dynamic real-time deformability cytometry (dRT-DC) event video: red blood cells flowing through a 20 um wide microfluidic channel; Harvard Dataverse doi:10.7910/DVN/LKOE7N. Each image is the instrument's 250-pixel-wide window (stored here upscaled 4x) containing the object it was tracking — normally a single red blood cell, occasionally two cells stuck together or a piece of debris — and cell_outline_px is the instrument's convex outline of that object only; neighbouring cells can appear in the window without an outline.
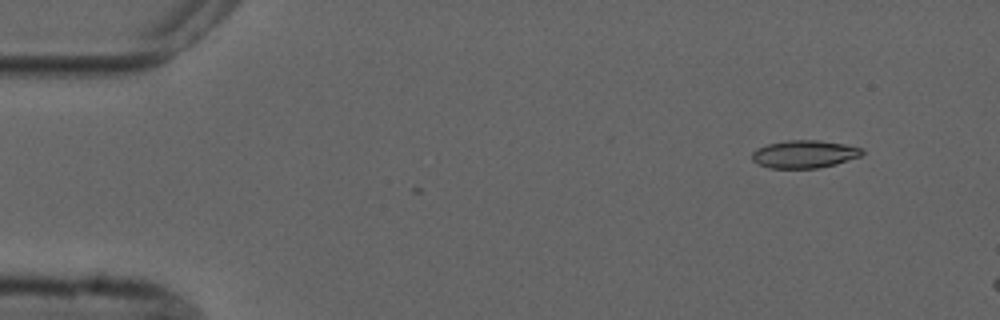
{"species": "common noctule bat (a hibernating species)", "species_latin": "Nyctalus noctula", "temperature_condition": "cold", "stored_images_in_passage": 3, "camera_frame_rate_fps": 3000, "um_per_image_px": 0.085, "animal": {"sex": "male", "forearm_length_mm": 52.5}, "frame": {"image": 1, "passage_image": 1, "time_ms": 0.0, "image_size_px": [1000, 320], "cell_outline_px": [[864, 152], [860, 156], [836, 164], [820, 168], [768, 168], [752, 160], [752, 152], [756, 148], [768, 144], [788, 140], [816, 140], [844, 144], [864, 148]], "centroid_in_image_um": [68.37, 13.1], "position_along_channel_um": 16.6, "area_um2": 17.8}}